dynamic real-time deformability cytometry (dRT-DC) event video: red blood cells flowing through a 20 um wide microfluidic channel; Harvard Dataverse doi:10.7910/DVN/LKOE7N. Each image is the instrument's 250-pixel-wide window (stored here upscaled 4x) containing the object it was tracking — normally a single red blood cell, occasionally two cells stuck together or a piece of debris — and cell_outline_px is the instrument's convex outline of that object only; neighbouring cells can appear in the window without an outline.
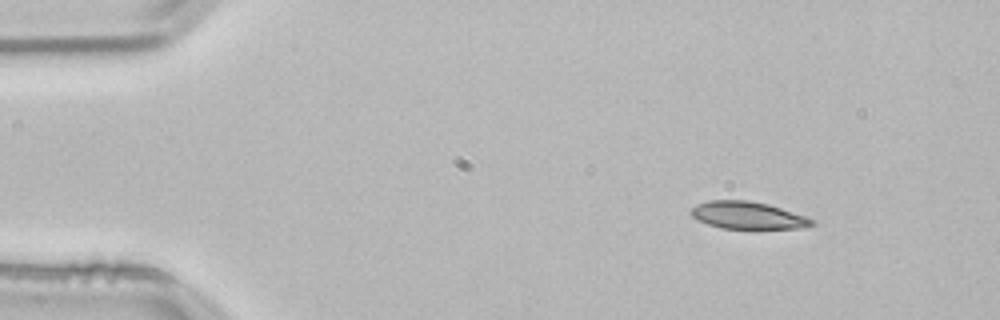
{"species": "common noctule bat (a hibernating species)", "species_latin": "Nyctalus noctula", "temperature_condition": "room temperature", "stored_images_in_passage": 47, "camera_frame_rate_fps": 3000, "um_per_image_px": 0.085, "animal": {"sex": "male", "body_mass_g": 21.5, "forearm_length_mm": 52.0}, "frame": {"image": 1, "passage_image": 1, "time_ms": 0.0, "image_size_px": [1000, 320], "cell_outline_px": [[816, 224], [800, 228], [720, 228], [696, 220], [688, 212], [696, 204], [708, 200], [748, 200], [768, 204], [808, 216], [816, 220]], "centroid_in_image_um": [63.56, 18.29], "position_along_channel_um": 21.4, "area_um2": 19.42}}
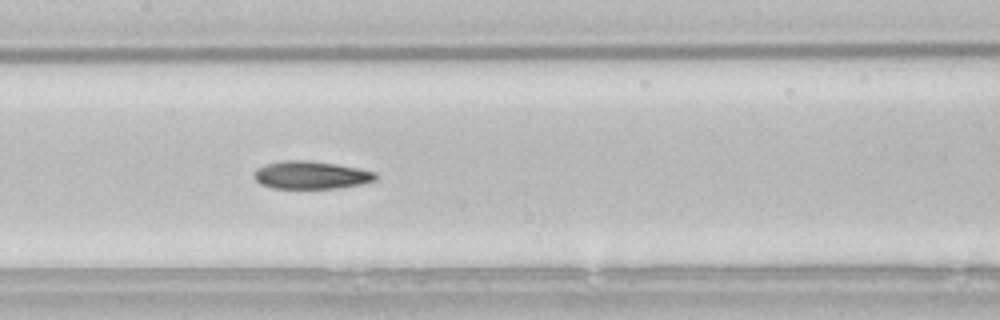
{"frame": {"image": 2, "passage_image": 20, "time_ms": 6.333, "image_size_px": [1000, 320], "cell_outline_px": [[376, 180], [360, 184], [340, 188], [272, 188], [260, 184], [252, 176], [256, 168], [264, 164], [284, 160], [304, 160], [336, 164], [360, 168], [376, 172]], "centroid_in_image_um": [26.41, 14.87], "position_along_channel_um": 181.0, "area_um2": 19.83}}
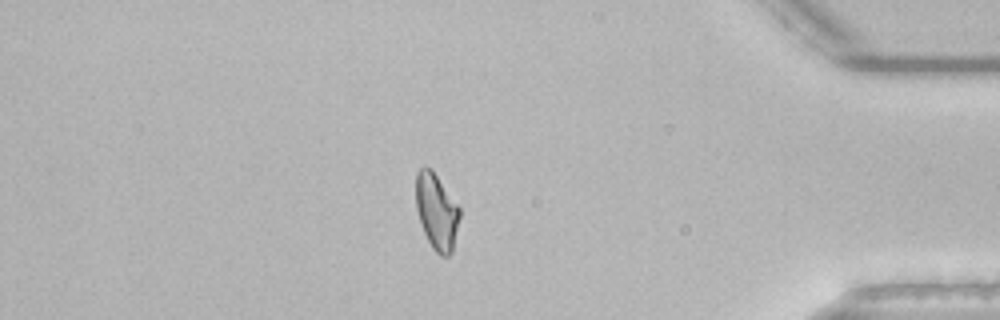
{"frame": {"image": 3, "passage_image": 40, "time_ms": 13.0, "image_size_px": [1000, 320], "cell_outline_px": [[460, 216], [452, 252], [448, 256], [440, 256], [432, 248], [424, 232], [416, 208], [416, 172], [420, 168], [432, 168], [460, 208]], "centroid_in_image_um": [37.12, 17.98], "position_along_channel_um": 398.1, "area_um2": 19.31}, "authors_computed_cell_mechanics": {"area_um2": 19.8254, "velocity_mm_per_s": 3.8144, "shape_relaxation_time_tau1_ms": null, "shape_relaxation_time_tau2_ms": 6.3575, "deformation_change_tau1": null, "deformation_change_tau2": 0.1487}}